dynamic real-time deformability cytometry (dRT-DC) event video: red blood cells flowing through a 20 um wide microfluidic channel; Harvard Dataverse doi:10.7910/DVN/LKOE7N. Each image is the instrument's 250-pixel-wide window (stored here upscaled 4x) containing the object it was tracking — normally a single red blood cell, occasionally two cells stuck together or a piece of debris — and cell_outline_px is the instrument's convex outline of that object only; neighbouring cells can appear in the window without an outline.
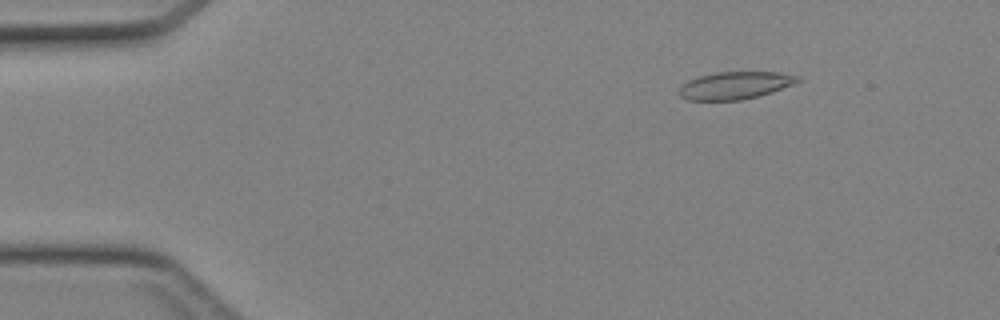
{"species": "Egyptian fruit bat (a non-hibernating species)", "species_latin": "Rousettus aegyptiacus", "temperature_condition": "cold", "stored_images_in_passage": 44, "camera_frame_rate_fps": 3000, "um_per_image_px": 0.085, "animal": {"sex": "female"}, "frame": {"image": 1, "passage_image": 6, "time_ms": 1.667, "image_size_px": [1000, 320], "cell_outline_px": [[800, 80], [792, 84], [772, 92], [760, 96], [740, 100], [688, 100], [680, 96], [676, 92], [688, 80], [700, 76], [716, 72], [780, 72], [800, 76]], "centroid_in_image_um": [62.47, 7.26], "position_along_channel_um": 22.5, "area_um2": 18.96}}
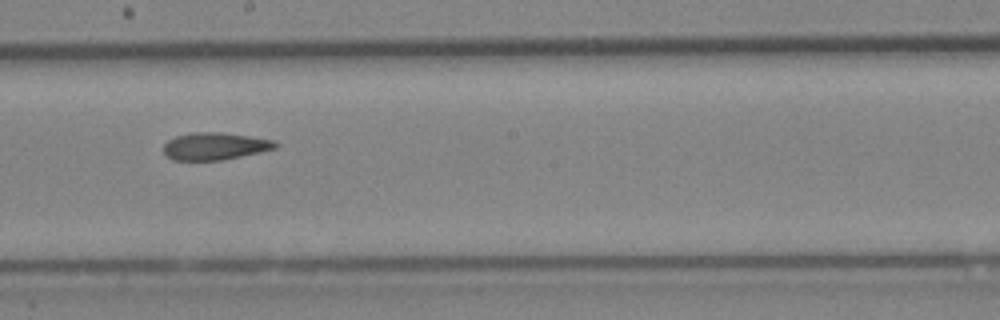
{"frame": {"image": 2, "passage_image": 25, "time_ms": 8.0, "image_size_px": [1000, 320], "cell_outline_px": [[280, 144], [276, 148], [260, 152], [220, 160], [172, 160], [164, 152], [164, 144], [168, 140], [176, 136], [192, 132], [220, 132], [276, 140]], "centroid_in_image_um": [18.28, 12.42], "position_along_channel_um": 229.9, "area_um2": 17.74}}
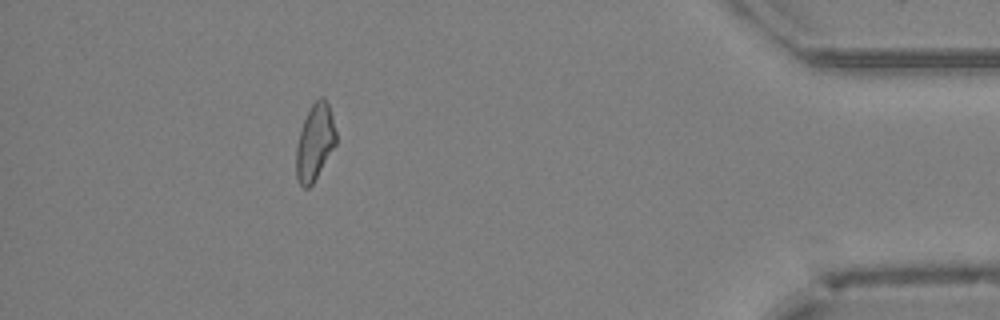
{"frame": {"image": 3, "passage_image": 40, "time_ms": 13.0, "image_size_px": [1000, 320], "cell_outline_px": [[336, 144], [312, 184], [308, 188], [304, 188], [296, 180], [296, 148], [300, 132], [304, 120], [312, 104], [320, 96], [324, 96], [328, 104], [332, 116], [336, 132]], "centroid_in_image_um": [26.76, 12.09], "position_along_channel_um": 408.4, "area_um2": 17.51}}